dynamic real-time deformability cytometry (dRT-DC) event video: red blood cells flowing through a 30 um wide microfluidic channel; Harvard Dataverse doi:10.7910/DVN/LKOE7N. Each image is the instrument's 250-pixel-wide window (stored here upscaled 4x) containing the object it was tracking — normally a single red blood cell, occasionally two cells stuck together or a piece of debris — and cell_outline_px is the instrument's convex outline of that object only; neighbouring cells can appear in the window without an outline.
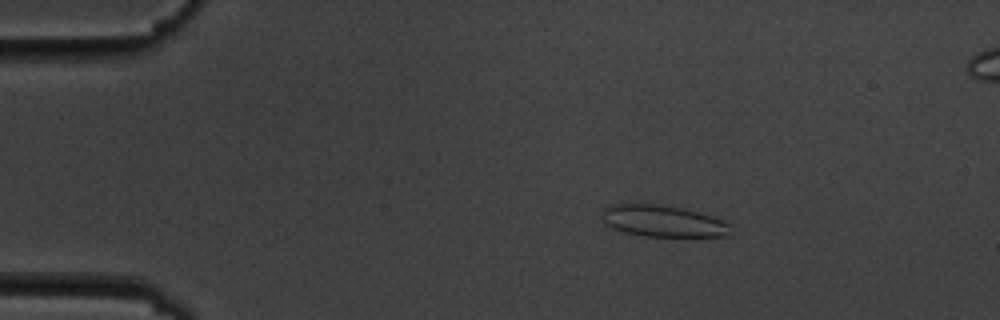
{"species": "common noctule bat (a hibernating species)", "species_latin": "Nyctalus noctula", "temperature_condition": "cold", "stored_images_in_passage": 13, "camera_frame_rate_fps": 3000, "um_per_image_px": 0.085, "animal": {"sex": "male", "body_mass_g": 19.5, "forearm_length_mm": 54.6}, "frame": {"image": 1, "passage_image": 3, "time_ms": 2.333, "image_size_px": [1000, 320], "cell_outline_px": [[732, 236], [644, 236], [624, 232], [612, 228], [604, 224], [600, 216], [600, 212], [604, 208], [612, 204], [664, 204], [684, 208], [712, 216], [724, 220], [732, 224]], "centroid_in_image_um": [56.36, 18.79], "position_along_channel_um": 28.6, "area_um2": 24.22}}
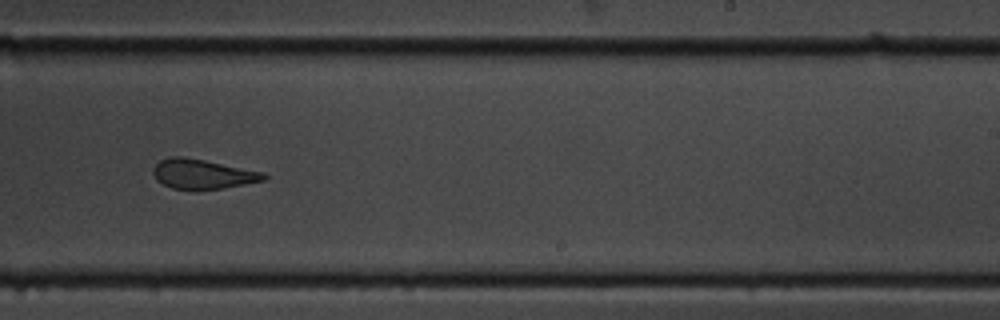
{"frame": {"image": 2, "passage_image": 10, "time_ms": 11.0, "image_size_px": [1000, 320], "cell_outline_px": [[268, 176], [264, 180], [244, 184], [220, 188], [172, 188], [156, 180], [152, 172], [152, 168], [160, 160], [172, 156], [184, 156], [264, 172]], "centroid_in_image_um": [17.19, 14.76], "position_along_channel_um": 271.8, "area_um2": 18.73}}
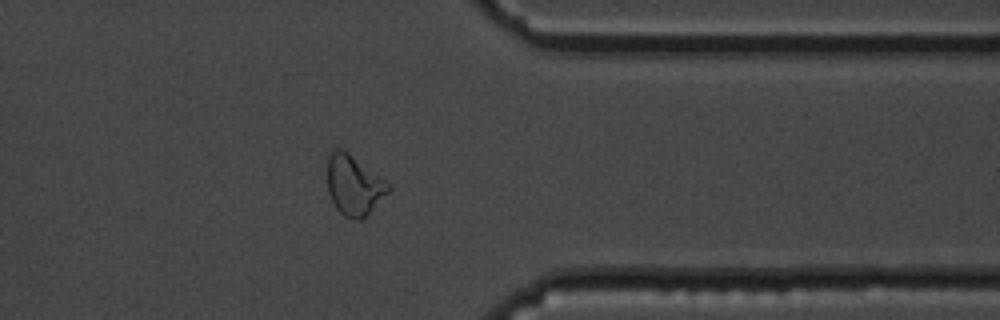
{"frame": {"image": 3, "passage_image": 13, "time_ms": 14.333, "image_size_px": [1000, 320], "cell_outline_px": [[392, 188], [360, 220], [344, 216], [336, 208], [328, 192], [328, 156], [332, 148], [344, 148], [392, 184]], "centroid_in_image_um": [30.08, 15.67], "position_along_channel_um": 381.3, "area_um2": 21.39}, "authors_computed_cell_mechanics": {"area_um2": 20.5768, "velocity_mm_per_s": 3.5151, "shape_relaxation_time_tau1_ms": 5.0969, "shape_relaxation_time_tau2_ms": 1.9524, "deformation_change_tau1": 0.1476, "deformation_change_tau2": 0.1035}}